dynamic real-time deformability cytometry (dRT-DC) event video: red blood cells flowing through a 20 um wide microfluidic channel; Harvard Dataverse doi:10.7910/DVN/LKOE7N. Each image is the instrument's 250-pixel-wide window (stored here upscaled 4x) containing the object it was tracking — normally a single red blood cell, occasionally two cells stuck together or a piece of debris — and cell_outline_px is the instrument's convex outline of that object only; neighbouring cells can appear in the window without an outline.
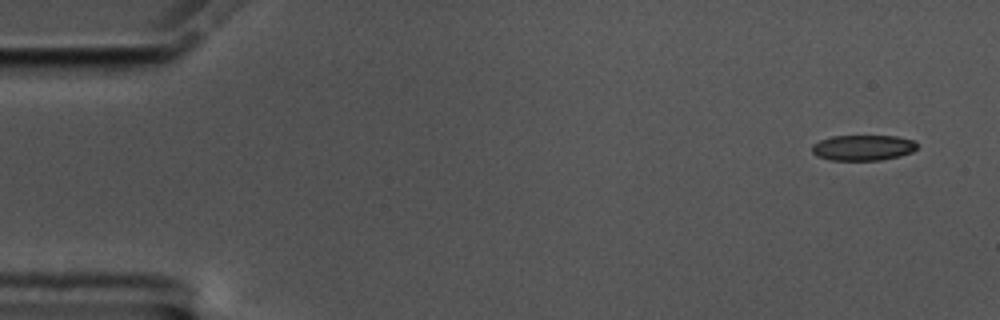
{"species": "common noctule bat (a hibernating species)", "species_latin": "Nyctalus noctula", "temperature_condition": "cold", "stored_images_in_passage": 55, "camera_frame_rate_fps": 3000, "um_per_image_px": 0.085, "animal": {"sex": "male", "body_mass_g": 17.5, "forearm_length_mm": 52.3}, "frame": {"image": 1, "passage_image": 1, "time_ms": 0.0, "image_size_px": [1000, 320], "cell_outline_px": [[916, 148], [912, 152], [900, 156], [880, 160], [828, 160], [816, 156], [812, 152], [812, 144], [820, 140], [832, 136], [896, 136], [912, 140], [916, 144]], "centroid_in_image_um": [73.31, 12.56], "position_along_channel_um": 11.7, "area_um2": 15.66}}
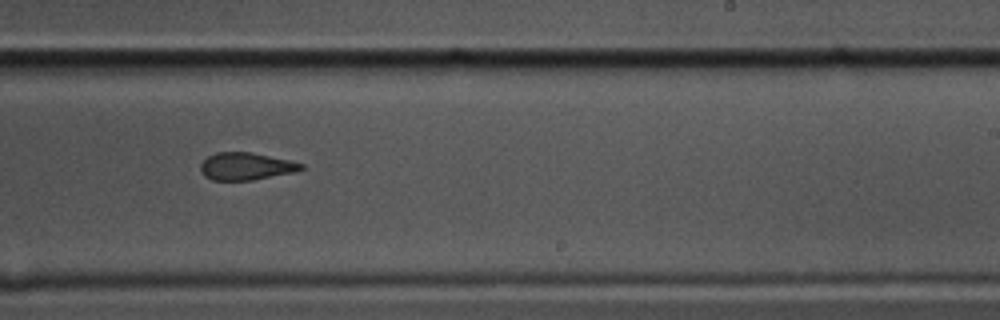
{"frame": {"image": 2, "passage_image": 33, "time_ms": 10.667, "image_size_px": [1000, 320], "cell_outline_px": [[304, 168], [292, 172], [252, 180], [212, 180], [204, 176], [200, 172], [200, 164], [208, 156], [216, 152], [248, 152], [288, 160], [304, 164]], "centroid_in_image_um": [20.84, 14.14], "position_along_channel_um": 268.2, "area_um2": 15.84}}
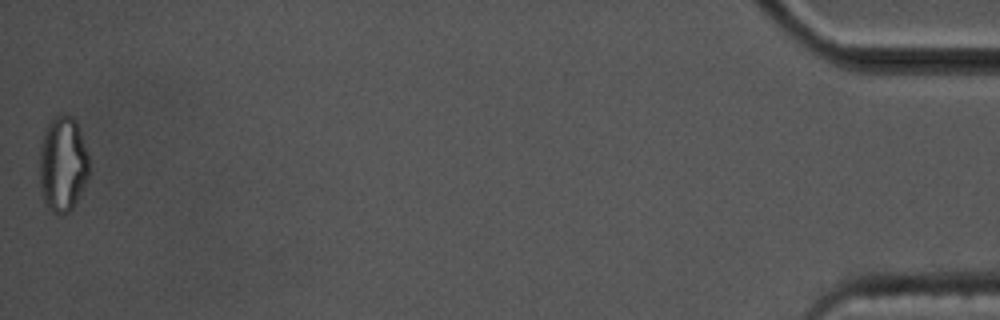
{"frame": {"image": 3, "passage_image": 55, "time_ms": 18.0, "image_size_px": [1000, 320], "cell_outline_px": [[88, 176], [72, 208], [68, 212], [52, 212], [44, 200], [40, 184], [40, 148], [44, 132], [48, 124], [56, 116], [72, 116], [76, 120], [88, 156]], "centroid_in_image_um": [5.32, 13.93], "position_along_channel_um": 429.9, "area_um2": 26.76}, "authors_computed_cell_mechanics": {"area_um2": 17.1666, "velocity_mm_per_s": 3.5147, "shape_relaxation_time_tau1_ms": null, "shape_relaxation_time_tau2_ms": 2.3469, "deformation_change_tau1": null, "deformation_change_tau2": 0.0825}}